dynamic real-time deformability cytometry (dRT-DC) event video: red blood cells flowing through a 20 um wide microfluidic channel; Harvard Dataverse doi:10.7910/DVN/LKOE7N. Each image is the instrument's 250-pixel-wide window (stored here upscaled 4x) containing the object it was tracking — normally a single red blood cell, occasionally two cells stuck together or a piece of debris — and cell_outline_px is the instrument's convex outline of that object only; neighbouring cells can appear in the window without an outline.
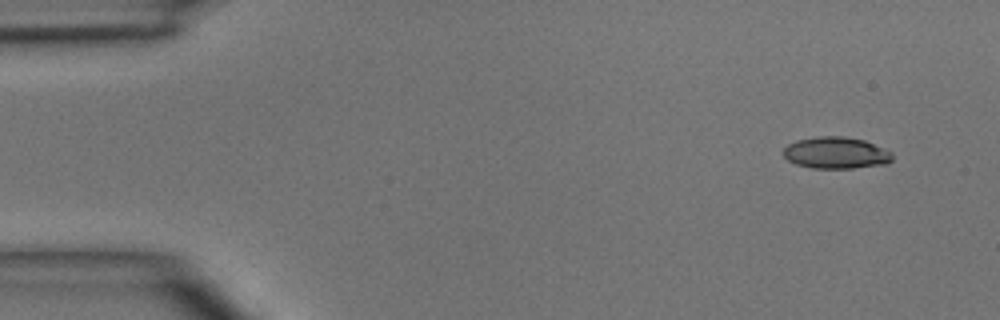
{"species": "common noctule bat (a hibernating species)", "species_latin": "Nyctalus noctula", "temperature_condition": "room temperature", "stored_images_in_passage": 4, "camera_frame_rate_fps": 3000, "um_per_image_px": 0.085, "animal": {"sex": "male", "body_mass_g": 15.6}, "frame": {"image": 1, "passage_image": 1, "time_ms": 0.0, "image_size_px": [1000, 320], "cell_outline_px": [[892, 160], [888, 164], [852, 168], [812, 168], [796, 164], [788, 160], [784, 156], [784, 148], [788, 144], [796, 140], [820, 136], [844, 136], [864, 140], [892, 152]], "centroid_in_image_um": [71.07, 12.99], "position_along_channel_um": 13.9, "area_um2": 20.11}}
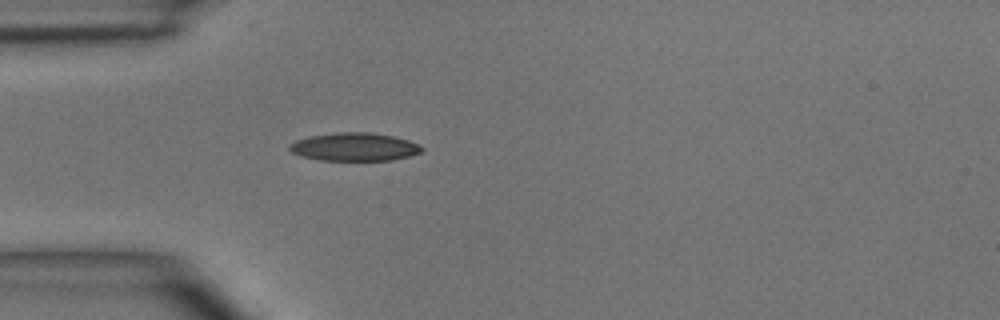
{"frame": {"image": 2, "passage_image": 4, "time_ms": 3.333, "image_size_px": [1000, 320], "cell_outline_px": [[424, 148], [420, 152], [408, 156], [392, 160], [320, 160], [300, 156], [292, 152], [288, 148], [288, 144], [296, 140], [312, 136], [340, 132], [372, 132], [392, 136], [408, 140]], "centroid_in_image_um": [30.09, 12.48], "position_along_channel_um": 54.9, "area_um2": 21.5}}